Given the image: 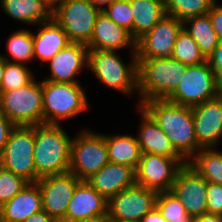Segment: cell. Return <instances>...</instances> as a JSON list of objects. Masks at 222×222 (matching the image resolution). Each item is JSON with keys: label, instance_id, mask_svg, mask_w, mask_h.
I'll return each mask as SVG.
<instances>
[{"label": "cell", "instance_id": "cell-1", "mask_svg": "<svg viewBox=\"0 0 222 222\" xmlns=\"http://www.w3.org/2000/svg\"><path fill=\"white\" fill-rule=\"evenodd\" d=\"M156 121L175 150L189 162L202 148L195 136L192 107L167 99H152L141 105Z\"/></svg>", "mask_w": 222, "mask_h": 222}, {"label": "cell", "instance_id": "cell-2", "mask_svg": "<svg viewBox=\"0 0 222 222\" xmlns=\"http://www.w3.org/2000/svg\"><path fill=\"white\" fill-rule=\"evenodd\" d=\"M72 140L61 125L35 126L36 182L44 176L69 172Z\"/></svg>", "mask_w": 222, "mask_h": 222}, {"label": "cell", "instance_id": "cell-3", "mask_svg": "<svg viewBox=\"0 0 222 222\" xmlns=\"http://www.w3.org/2000/svg\"><path fill=\"white\" fill-rule=\"evenodd\" d=\"M138 95L141 105L152 99H167L177 88L187 65L173 57L137 59Z\"/></svg>", "mask_w": 222, "mask_h": 222}, {"label": "cell", "instance_id": "cell-4", "mask_svg": "<svg viewBox=\"0 0 222 222\" xmlns=\"http://www.w3.org/2000/svg\"><path fill=\"white\" fill-rule=\"evenodd\" d=\"M131 60L125 65L116 51L88 49L87 68L108 87L131 95L138 92V61L136 52H131Z\"/></svg>", "mask_w": 222, "mask_h": 222}, {"label": "cell", "instance_id": "cell-5", "mask_svg": "<svg viewBox=\"0 0 222 222\" xmlns=\"http://www.w3.org/2000/svg\"><path fill=\"white\" fill-rule=\"evenodd\" d=\"M43 124L60 125L88 110L87 96L80 83L42 80Z\"/></svg>", "mask_w": 222, "mask_h": 222}, {"label": "cell", "instance_id": "cell-6", "mask_svg": "<svg viewBox=\"0 0 222 222\" xmlns=\"http://www.w3.org/2000/svg\"><path fill=\"white\" fill-rule=\"evenodd\" d=\"M0 92V111L15 126L43 124L42 81L34 78L18 89Z\"/></svg>", "mask_w": 222, "mask_h": 222}, {"label": "cell", "instance_id": "cell-7", "mask_svg": "<svg viewBox=\"0 0 222 222\" xmlns=\"http://www.w3.org/2000/svg\"><path fill=\"white\" fill-rule=\"evenodd\" d=\"M34 148L35 126H16L0 154V166L28 183L36 182Z\"/></svg>", "mask_w": 222, "mask_h": 222}, {"label": "cell", "instance_id": "cell-8", "mask_svg": "<svg viewBox=\"0 0 222 222\" xmlns=\"http://www.w3.org/2000/svg\"><path fill=\"white\" fill-rule=\"evenodd\" d=\"M82 131L72 140L69 171L80 180H87L108 164L109 158L106 133Z\"/></svg>", "mask_w": 222, "mask_h": 222}, {"label": "cell", "instance_id": "cell-9", "mask_svg": "<svg viewBox=\"0 0 222 222\" xmlns=\"http://www.w3.org/2000/svg\"><path fill=\"white\" fill-rule=\"evenodd\" d=\"M101 11L89 0H59L54 5V20L66 32L70 42L87 45Z\"/></svg>", "mask_w": 222, "mask_h": 222}, {"label": "cell", "instance_id": "cell-10", "mask_svg": "<svg viewBox=\"0 0 222 222\" xmlns=\"http://www.w3.org/2000/svg\"><path fill=\"white\" fill-rule=\"evenodd\" d=\"M175 91L167 100L194 107L216 97L215 72L206 61L200 65L187 66Z\"/></svg>", "mask_w": 222, "mask_h": 222}, {"label": "cell", "instance_id": "cell-11", "mask_svg": "<svg viewBox=\"0 0 222 222\" xmlns=\"http://www.w3.org/2000/svg\"><path fill=\"white\" fill-rule=\"evenodd\" d=\"M187 163L183 157L142 153L135 170L136 184L157 192L170 191L178 172Z\"/></svg>", "mask_w": 222, "mask_h": 222}, {"label": "cell", "instance_id": "cell-12", "mask_svg": "<svg viewBox=\"0 0 222 222\" xmlns=\"http://www.w3.org/2000/svg\"><path fill=\"white\" fill-rule=\"evenodd\" d=\"M158 192L133 185L108 201V215L112 222H140L156 207Z\"/></svg>", "mask_w": 222, "mask_h": 222}, {"label": "cell", "instance_id": "cell-13", "mask_svg": "<svg viewBox=\"0 0 222 222\" xmlns=\"http://www.w3.org/2000/svg\"><path fill=\"white\" fill-rule=\"evenodd\" d=\"M81 180L72 172L41 177L37 183L42 195V210L64 222L68 204Z\"/></svg>", "mask_w": 222, "mask_h": 222}, {"label": "cell", "instance_id": "cell-14", "mask_svg": "<svg viewBox=\"0 0 222 222\" xmlns=\"http://www.w3.org/2000/svg\"><path fill=\"white\" fill-rule=\"evenodd\" d=\"M183 21L166 15L136 41L137 59L171 57Z\"/></svg>", "mask_w": 222, "mask_h": 222}, {"label": "cell", "instance_id": "cell-15", "mask_svg": "<svg viewBox=\"0 0 222 222\" xmlns=\"http://www.w3.org/2000/svg\"><path fill=\"white\" fill-rule=\"evenodd\" d=\"M170 192L185 206L189 217L207 213V181L188 163L178 172Z\"/></svg>", "mask_w": 222, "mask_h": 222}, {"label": "cell", "instance_id": "cell-16", "mask_svg": "<svg viewBox=\"0 0 222 222\" xmlns=\"http://www.w3.org/2000/svg\"><path fill=\"white\" fill-rule=\"evenodd\" d=\"M197 143L201 148H215L222 139V100L213 98L192 107Z\"/></svg>", "mask_w": 222, "mask_h": 222}, {"label": "cell", "instance_id": "cell-17", "mask_svg": "<svg viewBox=\"0 0 222 222\" xmlns=\"http://www.w3.org/2000/svg\"><path fill=\"white\" fill-rule=\"evenodd\" d=\"M88 47L82 43H69L50 60V77L45 80L64 83H79L76 75L87 66Z\"/></svg>", "mask_w": 222, "mask_h": 222}, {"label": "cell", "instance_id": "cell-18", "mask_svg": "<svg viewBox=\"0 0 222 222\" xmlns=\"http://www.w3.org/2000/svg\"><path fill=\"white\" fill-rule=\"evenodd\" d=\"M87 47L102 51H119L130 47V52H136V41L127 30L118 26L104 12H101L96 19Z\"/></svg>", "mask_w": 222, "mask_h": 222}, {"label": "cell", "instance_id": "cell-19", "mask_svg": "<svg viewBox=\"0 0 222 222\" xmlns=\"http://www.w3.org/2000/svg\"><path fill=\"white\" fill-rule=\"evenodd\" d=\"M105 214H108V201L87 180H81L68 204L64 222Z\"/></svg>", "mask_w": 222, "mask_h": 222}, {"label": "cell", "instance_id": "cell-20", "mask_svg": "<svg viewBox=\"0 0 222 222\" xmlns=\"http://www.w3.org/2000/svg\"><path fill=\"white\" fill-rule=\"evenodd\" d=\"M87 181L109 201L119 192L136 184V173L130 166L109 162Z\"/></svg>", "mask_w": 222, "mask_h": 222}, {"label": "cell", "instance_id": "cell-21", "mask_svg": "<svg viewBox=\"0 0 222 222\" xmlns=\"http://www.w3.org/2000/svg\"><path fill=\"white\" fill-rule=\"evenodd\" d=\"M137 111L142 116L136 135L141 152L165 157H182L152 116L140 105Z\"/></svg>", "mask_w": 222, "mask_h": 222}, {"label": "cell", "instance_id": "cell-22", "mask_svg": "<svg viewBox=\"0 0 222 222\" xmlns=\"http://www.w3.org/2000/svg\"><path fill=\"white\" fill-rule=\"evenodd\" d=\"M42 210L38 183H27L9 202L0 207L3 222H24Z\"/></svg>", "mask_w": 222, "mask_h": 222}, {"label": "cell", "instance_id": "cell-23", "mask_svg": "<svg viewBox=\"0 0 222 222\" xmlns=\"http://www.w3.org/2000/svg\"><path fill=\"white\" fill-rule=\"evenodd\" d=\"M7 16L25 24L38 25L54 20V3L51 0H0Z\"/></svg>", "mask_w": 222, "mask_h": 222}, {"label": "cell", "instance_id": "cell-24", "mask_svg": "<svg viewBox=\"0 0 222 222\" xmlns=\"http://www.w3.org/2000/svg\"><path fill=\"white\" fill-rule=\"evenodd\" d=\"M38 33H33L34 59L40 61V66L50 60L57 52L70 42L66 32L55 21L42 22Z\"/></svg>", "mask_w": 222, "mask_h": 222}, {"label": "cell", "instance_id": "cell-25", "mask_svg": "<svg viewBox=\"0 0 222 222\" xmlns=\"http://www.w3.org/2000/svg\"><path fill=\"white\" fill-rule=\"evenodd\" d=\"M133 15V39L137 41L167 14L165 0H130Z\"/></svg>", "mask_w": 222, "mask_h": 222}, {"label": "cell", "instance_id": "cell-26", "mask_svg": "<svg viewBox=\"0 0 222 222\" xmlns=\"http://www.w3.org/2000/svg\"><path fill=\"white\" fill-rule=\"evenodd\" d=\"M106 146L109 162L137 169L142 155L137 136L106 134Z\"/></svg>", "mask_w": 222, "mask_h": 222}, {"label": "cell", "instance_id": "cell-27", "mask_svg": "<svg viewBox=\"0 0 222 222\" xmlns=\"http://www.w3.org/2000/svg\"><path fill=\"white\" fill-rule=\"evenodd\" d=\"M183 28L196 41L201 53L207 59L219 44L217 33L214 31L208 14L193 16L183 21Z\"/></svg>", "mask_w": 222, "mask_h": 222}, {"label": "cell", "instance_id": "cell-28", "mask_svg": "<svg viewBox=\"0 0 222 222\" xmlns=\"http://www.w3.org/2000/svg\"><path fill=\"white\" fill-rule=\"evenodd\" d=\"M188 164L207 182L222 185V152L216 148H202Z\"/></svg>", "mask_w": 222, "mask_h": 222}, {"label": "cell", "instance_id": "cell-29", "mask_svg": "<svg viewBox=\"0 0 222 222\" xmlns=\"http://www.w3.org/2000/svg\"><path fill=\"white\" fill-rule=\"evenodd\" d=\"M7 49L12 60L7 55L3 58L9 62L25 64L34 59L33 32L26 29H19L9 36L7 40Z\"/></svg>", "mask_w": 222, "mask_h": 222}, {"label": "cell", "instance_id": "cell-30", "mask_svg": "<svg viewBox=\"0 0 222 222\" xmlns=\"http://www.w3.org/2000/svg\"><path fill=\"white\" fill-rule=\"evenodd\" d=\"M171 57L187 66L200 65L207 61L185 28H182L177 36Z\"/></svg>", "mask_w": 222, "mask_h": 222}, {"label": "cell", "instance_id": "cell-31", "mask_svg": "<svg viewBox=\"0 0 222 222\" xmlns=\"http://www.w3.org/2000/svg\"><path fill=\"white\" fill-rule=\"evenodd\" d=\"M216 0H165L166 14L184 21L193 16L206 15Z\"/></svg>", "mask_w": 222, "mask_h": 222}, {"label": "cell", "instance_id": "cell-32", "mask_svg": "<svg viewBox=\"0 0 222 222\" xmlns=\"http://www.w3.org/2000/svg\"><path fill=\"white\" fill-rule=\"evenodd\" d=\"M35 78L27 65L6 61L0 91H10L29 84Z\"/></svg>", "mask_w": 222, "mask_h": 222}, {"label": "cell", "instance_id": "cell-33", "mask_svg": "<svg viewBox=\"0 0 222 222\" xmlns=\"http://www.w3.org/2000/svg\"><path fill=\"white\" fill-rule=\"evenodd\" d=\"M156 207L167 222L185 221L189 218L185 206L170 191L158 192Z\"/></svg>", "mask_w": 222, "mask_h": 222}, {"label": "cell", "instance_id": "cell-34", "mask_svg": "<svg viewBox=\"0 0 222 222\" xmlns=\"http://www.w3.org/2000/svg\"><path fill=\"white\" fill-rule=\"evenodd\" d=\"M102 12L118 26L127 30L133 38V15L130 0H115Z\"/></svg>", "mask_w": 222, "mask_h": 222}, {"label": "cell", "instance_id": "cell-35", "mask_svg": "<svg viewBox=\"0 0 222 222\" xmlns=\"http://www.w3.org/2000/svg\"><path fill=\"white\" fill-rule=\"evenodd\" d=\"M28 182L0 166V207L9 202Z\"/></svg>", "mask_w": 222, "mask_h": 222}, {"label": "cell", "instance_id": "cell-36", "mask_svg": "<svg viewBox=\"0 0 222 222\" xmlns=\"http://www.w3.org/2000/svg\"><path fill=\"white\" fill-rule=\"evenodd\" d=\"M207 213L222 215V185L207 182Z\"/></svg>", "mask_w": 222, "mask_h": 222}, {"label": "cell", "instance_id": "cell-37", "mask_svg": "<svg viewBox=\"0 0 222 222\" xmlns=\"http://www.w3.org/2000/svg\"><path fill=\"white\" fill-rule=\"evenodd\" d=\"M216 0L210 11L207 13L211 19L214 31L217 33L219 41H222V5H219Z\"/></svg>", "mask_w": 222, "mask_h": 222}, {"label": "cell", "instance_id": "cell-38", "mask_svg": "<svg viewBox=\"0 0 222 222\" xmlns=\"http://www.w3.org/2000/svg\"><path fill=\"white\" fill-rule=\"evenodd\" d=\"M16 126L0 111V154L3 151L11 131Z\"/></svg>", "mask_w": 222, "mask_h": 222}, {"label": "cell", "instance_id": "cell-39", "mask_svg": "<svg viewBox=\"0 0 222 222\" xmlns=\"http://www.w3.org/2000/svg\"><path fill=\"white\" fill-rule=\"evenodd\" d=\"M207 61L215 73L222 72V41H219V44L207 58Z\"/></svg>", "mask_w": 222, "mask_h": 222}, {"label": "cell", "instance_id": "cell-40", "mask_svg": "<svg viewBox=\"0 0 222 222\" xmlns=\"http://www.w3.org/2000/svg\"><path fill=\"white\" fill-rule=\"evenodd\" d=\"M140 222H167L157 207L148 212Z\"/></svg>", "mask_w": 222, "mask_h": 222}, {"label": "cell", "instance_id": "cell-41", "mask_svg": "<svg viewBox=\"0 0 222 222\" xmlns=\"http://www.w3.org/2000/svg\"><path fill=\"white\" fill-rule=\"evenodd\" d=\"M24 222H58L56 219L48 215L44 210L31 215Z\"/></svg>", "mask_w": 222, "mask_h": 222}, {"label": "cell", "instance_id": "cell-42", "mask_svg": "<svg viewBox=\"0 0 222 222\" xmlns=\"http://www.w3.org/2000/svg\"><path fill=\"white\" fill-rule=\"evenodd\" d=\"M194 222H222V215L204 213L194 217Z\"/></svg>", "mask_w": 222, "mask_h": 222}, {"label": "cell", "instance_id": "cell-43", "mask_svg": "<svg viewBox=\"0 0 222 222\" xmlns=\"http://www.w3.org/2000/svg\"><path fill=\"white\" fill-rule=\"evenodd\" d=\"M215 93L222 100V72L215 73Z\"/></svg>", "mask_w": 222, "mask_h": 222}, {"label": "cell", "instance_id": "cell-44", "mask_svg": "<svg viewBox=\"0 0 222 222\" xmlns=\"http://www.w3.org/2000/svg\"><path fill=\"white\" fill-rule=\"evenodd\" d=\"M75 222H112V221L109 218V215L105 214V215H99V216L84 218V219H81V220H77Z\"/></svg>", "mask_w": 222, "mask_h": 222}, {"label": "cell", "instance_id": "cell-45", "mask_svg": "<svg viewBox=\"0 0 222 222\" xmlns=\"http://www.w3.org/2000/svg\"><path fill=\"white\" fill-rule=\"evenodd\" d=\"M101 12L115 0H89ZM105 6V7H104Z\"/></svg>", "mask_w": 222, "mask_h": 222}, {"label": "cell", "instance_id": "cell-46", "mask_svg": "<svg viewBox=\"0 0 222 222\" xmlns=\"http://www.w3.org/2000/svg\"><path fill=\"white\" fill-rule=\"evenodd\" d=\"M5 66H6V60L3 58L2 54H0V84H1L2 79H3Z\"/></svg>", "mask_w": 222, "mask_h": 222}, {"label": "cell", "instance_id": "cell-47", "mask_svg": "<svg viewBox=\"0 0 222 222\" xmlns=\"http://www.w3.org/2000/svg\"><path fill=\"white\" fill-rule=\"evenodd\" d=\"M177 222H194V218L193 217H189L185 221H177Z\"/></svg>", "mask_w": 222, "mask_h": 222}, {"label": "cell", "instance_id": "cell-48", "mask_svg": "<svg viewBox=\"0 0 222 222\" xmlns=\"http://www.w3.org/2000/svg\"><path fill=\"white\" fill-rule=\"evenodd\" d=\"M54 4L57 2V1H59V0H51Z\"/></svg>", "mask_w": 222, "mask_h": 222}, {"label": "cell", "instance_id": "cell-49", "mask_svg": "<svg viewBox=\"0 0 222 222\" xmlns=\"http://www.w3.org/2000/svg\"><path fill=\"white\" fill-rule=\"evenodd\" d=\"M0 222H3V221H2V216H1V213H0Z\"/></svg>", "mask_w": 222, "mask_h": 222}]
</instances>
